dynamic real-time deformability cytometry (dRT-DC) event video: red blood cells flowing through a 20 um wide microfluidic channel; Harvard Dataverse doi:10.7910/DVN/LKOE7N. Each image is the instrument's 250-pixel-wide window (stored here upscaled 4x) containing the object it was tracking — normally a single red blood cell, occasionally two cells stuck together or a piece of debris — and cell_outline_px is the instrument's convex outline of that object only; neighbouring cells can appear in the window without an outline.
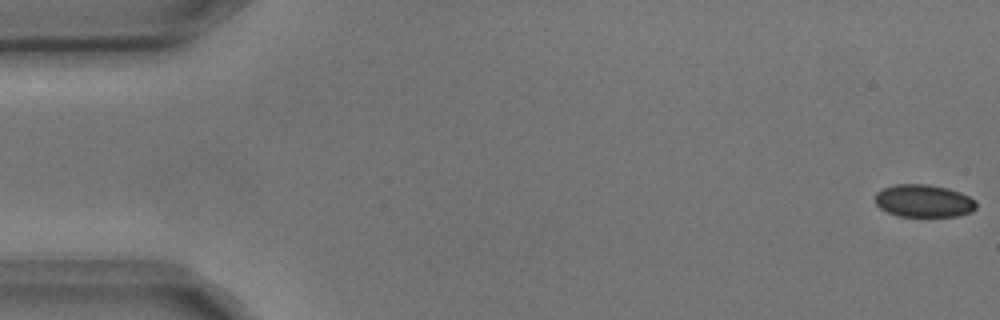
{"species": "common noctule bat (a hibernating species)", "species_latin": "Nyctalus noctula", "temperature_condition": "cold", "stored_images_in_passage": 5, "camera_frame_rate_fps": 3000, "um_per_image_px": 0.085, "animal": {"sex": "male", "body_mass_g": 17.9, "forearm_length_mm": 54.2}, "frame": {"image": 1, "passage_image": 1, "time_ms": 0.0, "image_size_px": [1000, 320], "cell_outline_px": [[976, 208], [972, 212], [956, 216], [900, 216], [888, 212], [880, 208], [876, 204], [876, 192], [884, 188], [896, 184], [928, 184], [948, 188], [960, 192], [976, 200]], "centroid_in_image_um": [78.54, 17.07], "position_along_channel_um": 6.5, "area_um2": 19.19}}
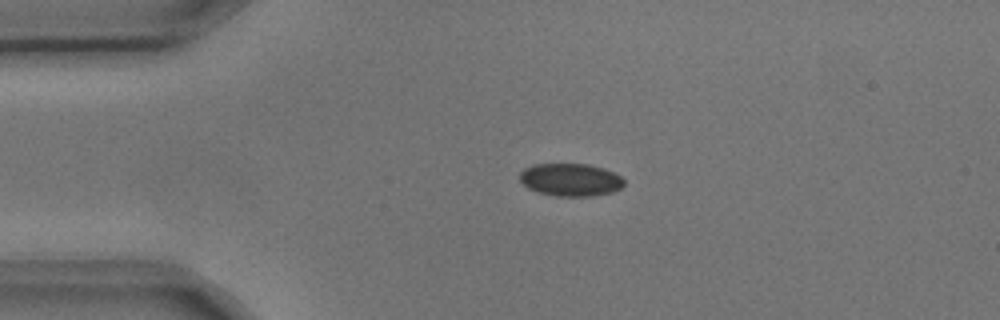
{"frame": {"image": 2, "passage_image": 4, "time_ms": 1.0, "image_size_px": [1000, 320], "cell_outline_px": [[624, 184], [620, 188], [612, 192], [592, 196], [556, 196], [536, 192], [528, 188], [520, 180], [520, 172], [524, 168], [532, 164], [588, 164], [604, 168], [620, 176], [624, 180]], "centroid_in_image_um": [48.47, 15.28], "position_along_channel_um": 36.5, "area_um2": 19.94}}